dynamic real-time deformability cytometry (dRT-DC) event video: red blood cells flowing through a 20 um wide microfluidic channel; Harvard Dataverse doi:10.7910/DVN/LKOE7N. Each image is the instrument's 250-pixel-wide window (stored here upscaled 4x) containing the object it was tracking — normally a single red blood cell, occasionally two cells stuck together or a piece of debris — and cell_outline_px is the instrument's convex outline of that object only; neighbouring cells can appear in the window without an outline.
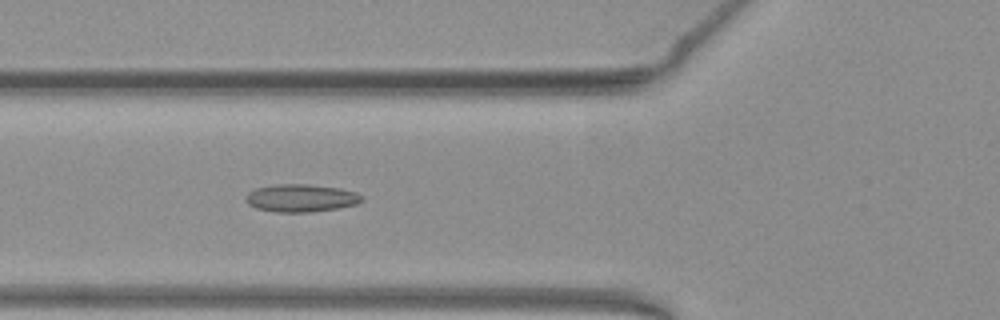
{"species": "common noctule bat (a hibernating species)", "species_latin": "Nyctalus noctula", "temperature_condition": "warm", "stored_images_in_passage": 52, "camera_frame_rate_fps": 3000, "um_per_image_px": 0.085, "animal": {"sex": "female", "body_mass_g": 19.3, "forearm_length_mm": 54.1}, "frame": {"image": 1, "passage_image": 19, "time_ms": 6.0, "image_size_px": [1000, 320], "cell_outline_px": [[364, 200], [356, 204], [336, 208], [312, 212], [276, 212], [256, 208], [248, 204], [244, 200], [244, 196], [248, 192], [256, 188], [272, 184], [308, 184], [340, 188], [356, 192], [364, 196]], "centroid_in_image_um": [25.56, 16.82], "position_along_channel_um": 100.2, "area_um2": 18.96}}
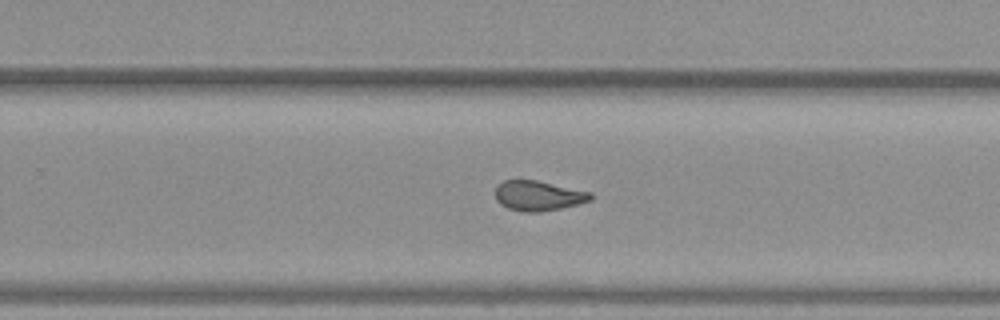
{"frame": {"image": 2, "passage_image": 33, "time_ms": 10.667, "image_size_px": [1000, 320], "cell_outline_px": [[592, 200], [560, 208], [540, 212], [520, 212], [508, 208], [500, 204], [496, 200], [496, 188], [504, 180], [536, 180], [592, 192]], "centroid_in_image_um": [45.76, 16.64], "position_along_channel_um": 284.0, "area_um2": 16.59}}
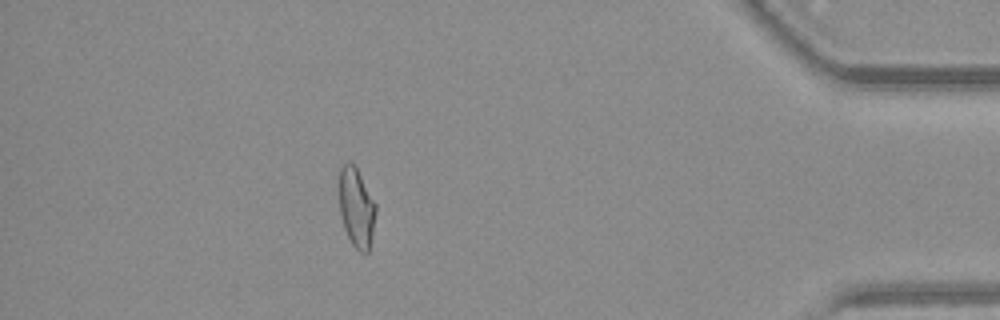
{"frame": {"image": 3, "passage_image": 46, "time_ms": 15.0, "image_size_px": [1000, 320], "cell_outline_px": [[376, 212], [372, 236], [368, 252], [360, 252], [352, 244], [344, 228], [340, 212], [336, 188], [336, 184], [340, 168], [348, 160], [356, 168], [376, 204]], "centroid_in_image_um": [30.24, 17.6], "position_along_channel_um": 405.0, "area_um2": 17.28}, "authors_computed_cell_mechanics": {"area_um2": 18.0625, "velocity_mm_per_s": 3.9398, "shape_relaxation_time_tau1_ms": null, "shape_relaxation_time_tau2_ms": 2.0114, "deformation_change_tau1": null, "deformation_change_tau2": 0.093}}